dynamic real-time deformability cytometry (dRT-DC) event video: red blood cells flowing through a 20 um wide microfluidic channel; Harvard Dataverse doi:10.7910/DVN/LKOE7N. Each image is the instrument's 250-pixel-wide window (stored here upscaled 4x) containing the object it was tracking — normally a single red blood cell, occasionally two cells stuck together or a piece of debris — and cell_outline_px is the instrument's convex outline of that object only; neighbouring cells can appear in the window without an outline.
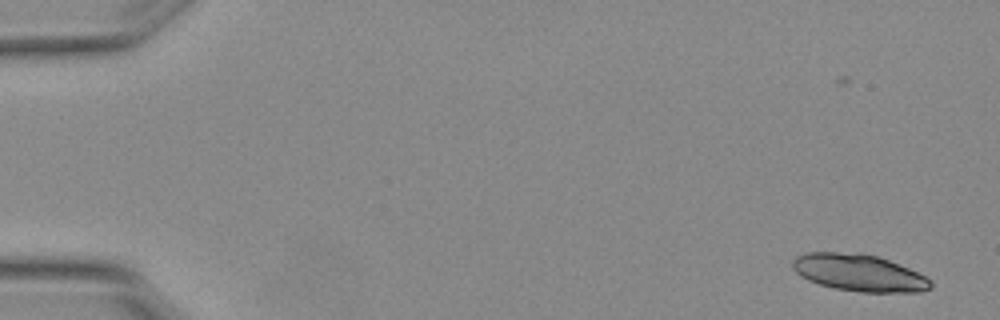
{"species": "Egyptian fruit bat (a non-hibernating species)", "species_latin": "Rousettus aegyptiacus", "temperature_condition": "warm", "stored_images_in_passage": 5, "camera_frame_rate_fps": 3000, "um_per_image_px": 0.085, "animal": {"sex": "female"}, "frame": {"image": 1, "passage_image": 1, "time_ms": 0.0, "image_size_px": [1000, 320], "cell_outline_px": [[932, 288], [920, 292], [860, 292], [836, 288], [820, 284], [808, 280], [800, 276], [792, 268], [792, 260], [796, 256], [804, 252], [860, 252], [876, 256], [888, 260], [908, 268], [932, 280]], "centroid_in_image_um": [72.99, 23.17], "position_along_channel_um": 12.0, "area_um2": 29.82}}